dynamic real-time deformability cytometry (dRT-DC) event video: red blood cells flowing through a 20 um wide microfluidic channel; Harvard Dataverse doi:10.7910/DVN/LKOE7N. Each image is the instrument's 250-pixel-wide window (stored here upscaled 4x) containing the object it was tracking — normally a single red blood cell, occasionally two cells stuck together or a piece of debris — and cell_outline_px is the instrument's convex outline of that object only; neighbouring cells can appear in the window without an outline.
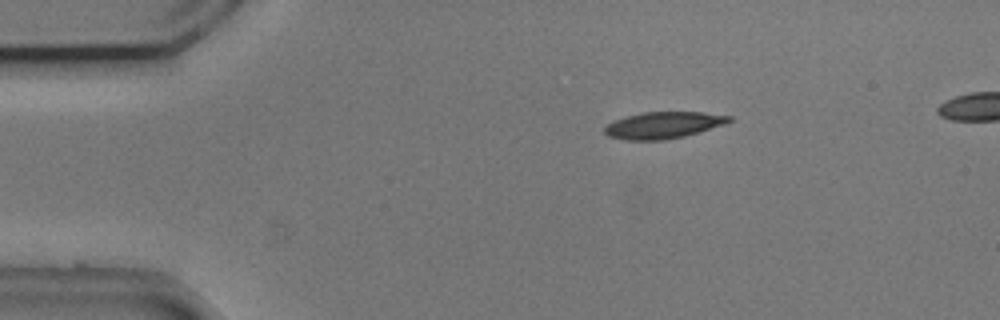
{"species": "common noctule bat (a hibernating species)", "species_latin": "Nyctalus noctula", "temperature_condition": "cold", "stored_images_in_passage": 44, "camera_frame_rate_fps": 3000, "um_per_image_px": 0.085, "animal": {"sex": "male", "body_mass_g": 20.5, "forearm_length_mm": 52.5}, "frame": {"image": 1, "passage_image": 1, "time_ms": 0.0, "image_size_px": [1000, 320], "cell_outline_px": [[732, 120], [724, 124], [684, 136], [664, 140], [624, 140], [608, 136], [604, 132], [604, 128], [612, 120], [644, 112], [704, 112], [732, 116]], "centroid_in_image_um": [56.36, 10.64], "position_along_channel_um": 28.6, "area_um2": 19.25}}
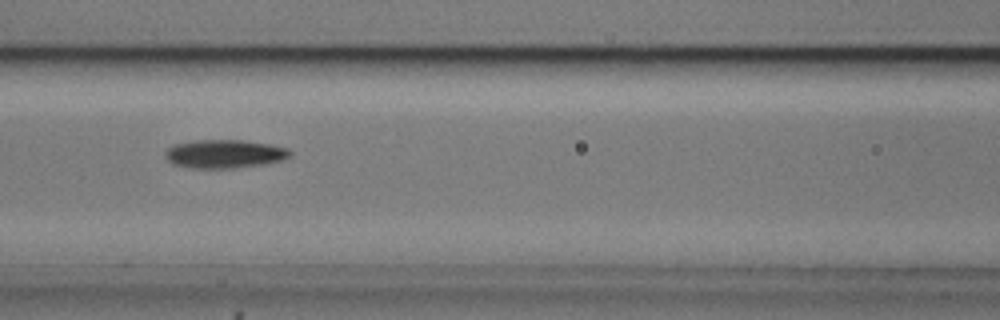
{"frame": {"image": 2, "passage_image": 15, "time_ms": 4.667, "image_size_px": [1000, 320], "cell_outline_px": [[292, 152], [288, 156], [280, 160], [264, 164], [236, 168], [188, 168], [172, 164], [164, 156], [164, 152], [172, 144], [192, 140], [244, 140], [268, 144], [288, 148]], "centroid_in_image_um": [19.01, 13.08], "position_along_channel_um": 147.6, "area_um2": 20.87}}
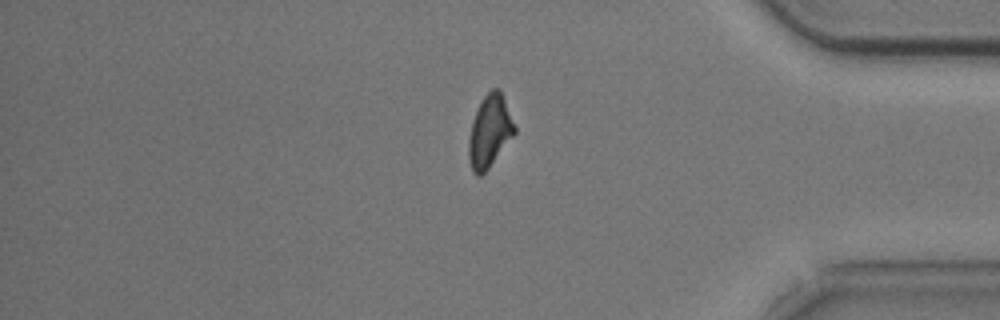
{"frame": {"image": 3, "passage_image": 37, "time_ms": 12.0, "image_size_px": [1000, 320], "cell_outline_px": [[516, 132], [488, 168], [480, 176], [476, 176], [472, 172], [468, 160], [468, 140], [472, 120], [480, 100], [492, 88], [500, 88], [516, 128]], "centroid_in_image_um": [41.59, 11.15], "position_along_channel_um": 393.6, "area_um2": 19.36}}